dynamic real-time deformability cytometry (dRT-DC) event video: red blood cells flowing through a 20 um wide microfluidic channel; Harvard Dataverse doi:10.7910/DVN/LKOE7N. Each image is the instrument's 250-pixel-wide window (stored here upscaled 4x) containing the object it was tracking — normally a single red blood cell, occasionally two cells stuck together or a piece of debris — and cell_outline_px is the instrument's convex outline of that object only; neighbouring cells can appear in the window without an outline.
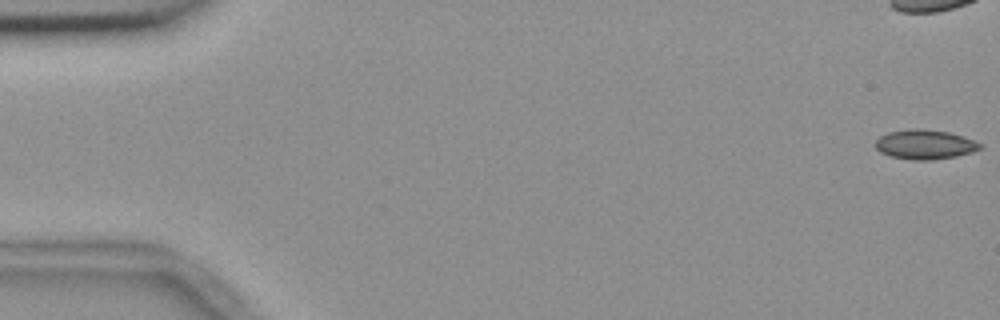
{"species": "common noctule bat (a hibernating species)", "species_latin": "Nyctalus noctula", "temperature_condition": "room temperature", "stored_images_in_passage": 56, "camera_frame_rate_fps": 3000, "um_per_image_px": 0.085, "animal": {"sex": "female", "body_mass_g": 18.4}, "frame": {"image": 1, "passage_image": 1, "time_ms": 0.0, "image_size_px": [1000, 320], "cell_outline_px": [[984, 144], [980, 148], [972, 152], [956, 156], [932, 160], [912, 160], [888, 156], [880, 152], [876, 148], [876, 140], [880, 136], [888, 132], [912, 128], [920, 128], [948, 132]], "centroid_in_image_um": [78.58, 12.28], "position_along_channel_um": 6.4, "area_um2": 17.98}}